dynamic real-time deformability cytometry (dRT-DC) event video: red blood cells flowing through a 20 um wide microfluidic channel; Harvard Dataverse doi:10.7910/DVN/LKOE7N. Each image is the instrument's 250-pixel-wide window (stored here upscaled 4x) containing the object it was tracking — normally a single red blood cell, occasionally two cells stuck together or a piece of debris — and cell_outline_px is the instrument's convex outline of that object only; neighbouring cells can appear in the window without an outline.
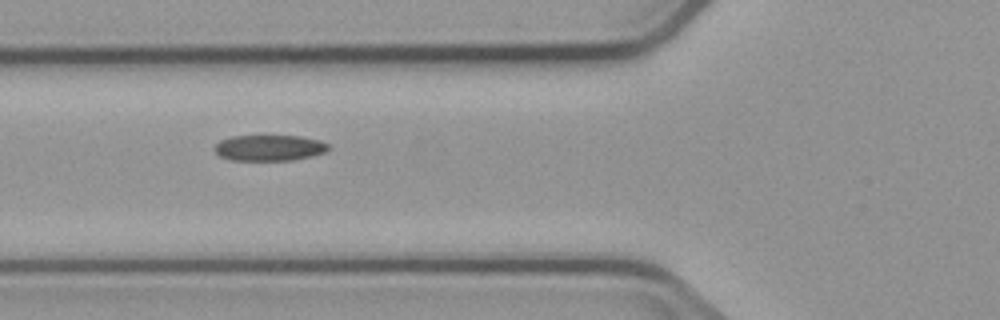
{"species": "common noctule bat (a hibernating species)", "species_latin": "Nyctalus noctula", "temperature_condition": "cold", "stored_images_in_passage": 13, "camera_frame_rate_fps": 3000, "um_per_image_px": 0.085, "animal": {"sex": "male", "body_mass_g": 23.1, "forearm_length_mm": 52.7}, "frame": {"image": 1, "passage_image": 4, "time_ms": 4.333, "image_size_px": [1000, 320], "cell_outline_px": [[328, 152], [292, 160], [228, 160], [220, 156], [212, 148], [220, 140], [232, 136], [300, 136], [320, 140], [328, 144]], "centroid_in_image_um": [22.87, 12.57], "position_along_channel_um": 102.9, "area_um2": 17.22}}
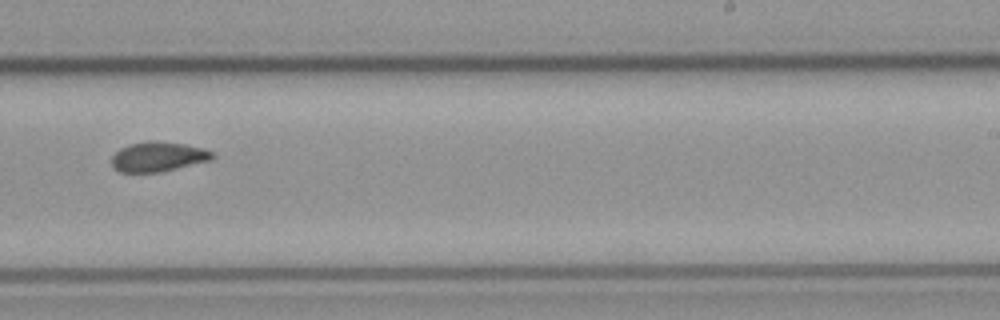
{"frame": {"image": 2, "passage_image": 8, "time_ms": 9.0, "image_size_px": [1000, 320], "cell_outline_px": [[216, 156], [212, 160], [160, 172], [120, 172], [112, 164], [112, 156], [120, 148], [128, 144], [148, 140], [152, 140], [184, 144], [204, 148], [212, 152]], "centroid_in_image_um": [13.46, 13.31], "position_along_channel_um": 275.5, "area_um2": 17.51}}
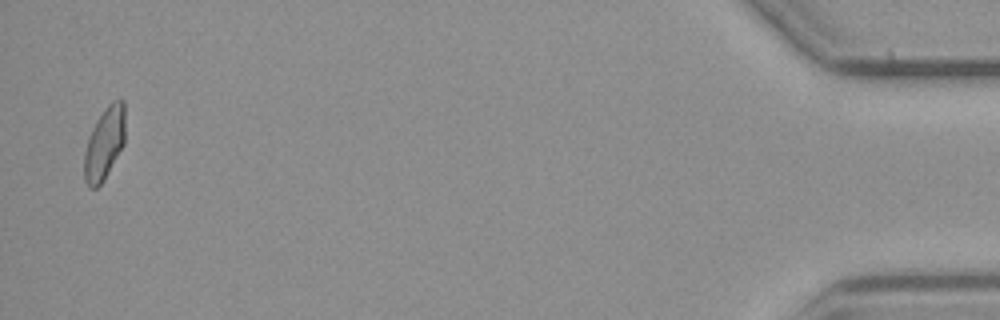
{"frame": {"image": 3, "passage_image": 13, "time_ms": 15.667, "image_size_px": [1000, 320], "cell_outline_px": [[124, 144], [104, 180], [96, 188], [88, 188], [84, 180], [84, 152], [92, 128], [96, 120], [104, 108], [112, 100], [120, 96], [124, 100]], "centroid_in_image_um": [8.87, 12.16], "position_along_channel_um": 426.3, "area_um2": 17.46}}